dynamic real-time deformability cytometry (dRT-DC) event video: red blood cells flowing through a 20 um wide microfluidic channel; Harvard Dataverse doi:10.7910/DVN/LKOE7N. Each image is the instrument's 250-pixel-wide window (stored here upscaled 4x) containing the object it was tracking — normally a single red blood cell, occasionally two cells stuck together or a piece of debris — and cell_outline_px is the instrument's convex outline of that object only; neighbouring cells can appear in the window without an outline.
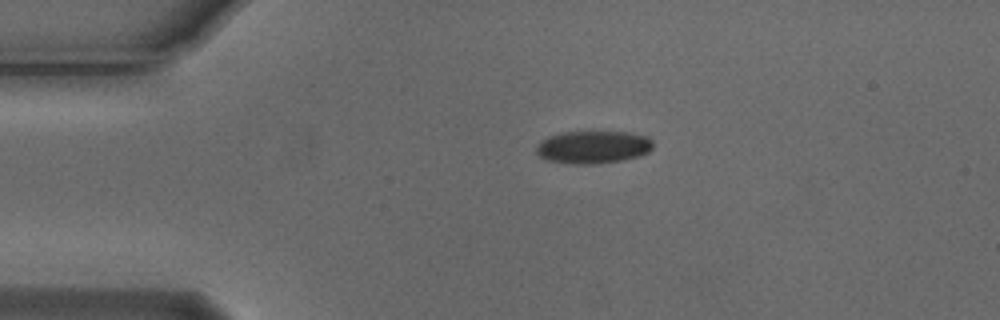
{"species": "Egyptian fruit bat (a non-hibernating species)", "species_latin": "Rousettus aegyptiacus", "temperature_condition": "cold", "stored_images_in_passage": 44, "camera_frame_rate_fps": 3000, "um_per_image_px": 0.085, "animal": {"sex": "male"}, "frame": {"image": 1, "passage_image": 1, "time_ms": 0.0, "image_size_px": [1000, 320], "cell_outline_px": [[652, 148], [648, 152], [640, 156], [620, 160], [596, 164], [572, 164], [548, 160], [540, 156], [536, 152], [536, 144], [540, 140], [548, 136], [560, 132], [628, 132], [648, 136], [652, 140]], "centroid_in_image_um": [50.39, 12.5], "position_along_channel_um": 34.6, "area_um2": 22.37}}
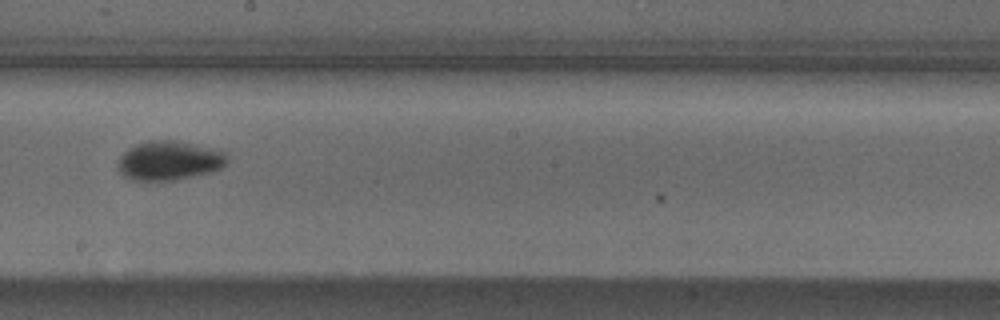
{"frame": {"image": 2, "passage_image": 20, "time_ms": 6.333, "image_size_px": [1000, 320], "cell_outline_px": [[228, 160], [220, 168], [212, 172], [172, 180], [132, 180], [124, 176], [120, 172], [116, 160], [128, 148], [136, 144], [148, 140], [176, 140], [220, 148], [228, 156]], "centroid_in_image_um": [14.4, 13.62], "position_along_channel_um": 233.8, "area_um2": 25.32}}
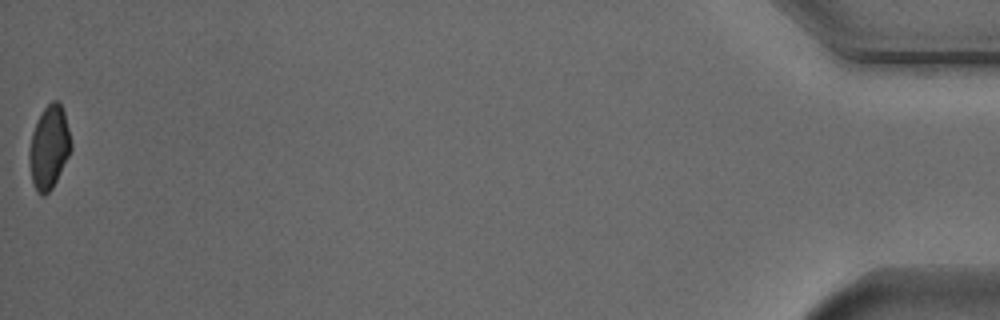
{"frame": {"image": 3, "passage_image": 44, "time_ms": 14.333, "image_size_px": [1000, 320], "cell_outline_px": [[72, 148], [52, 188], [44, 196], [40, 196], [36, 192], [32, 180], [28, 160], [28, 152], [32, 132], [44, 108], [52, 100], [56, 100], [60, 104], [64, 112], [72, 144]], "centroid_in_image_um": [4.15, 12.55], "position_along_channel_um": 431.0, "area_um2": 20.06}, "authors_computed_cell_mechanics": {"area_um2": 22.5998, "velocity_mm_per_s": 3.7587, "shape_relaxation_time_tau1_ms": 1.944, "shape_relaxation_time_tau2_ms": null, "deformation_change_tau1": 0.0743, "deformation_change_tau2": null}}